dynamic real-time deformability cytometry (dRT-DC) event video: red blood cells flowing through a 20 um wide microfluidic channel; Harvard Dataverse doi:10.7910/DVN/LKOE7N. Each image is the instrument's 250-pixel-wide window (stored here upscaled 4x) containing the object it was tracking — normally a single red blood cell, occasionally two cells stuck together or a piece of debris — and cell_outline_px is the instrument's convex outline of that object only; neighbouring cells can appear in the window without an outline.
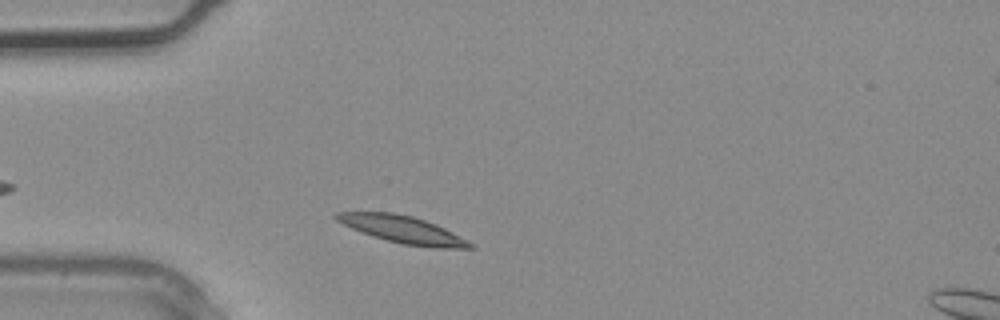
{"species": "common noctule bat (a hibernating species)", "species_latin": "Nyctalus noctula", "temperature_condition": "warm", "stored_images_in_passage": 1, "camera_frame_rate_fps": 3000, "um_per_image_px": 0.085, "animal": {"sex": "male", "body_mass_g": 20.4}, "frame": {"image": 1, "passage_image": 1, "time_ms": 0.0, "image_size_px": [1000, 320], "cell_outline_px": [[476, 248], [432, 248], [404, 244], [372, 236], [352, 228], [336, 220], [332, 216], [336, 212], [392, 212], [412, 216], [436, 224], [476, 244]], "centroid_in_image_um": [34.27, 19.51], "position_along_channel_um": 50.7, "area_um2": 21.15}}